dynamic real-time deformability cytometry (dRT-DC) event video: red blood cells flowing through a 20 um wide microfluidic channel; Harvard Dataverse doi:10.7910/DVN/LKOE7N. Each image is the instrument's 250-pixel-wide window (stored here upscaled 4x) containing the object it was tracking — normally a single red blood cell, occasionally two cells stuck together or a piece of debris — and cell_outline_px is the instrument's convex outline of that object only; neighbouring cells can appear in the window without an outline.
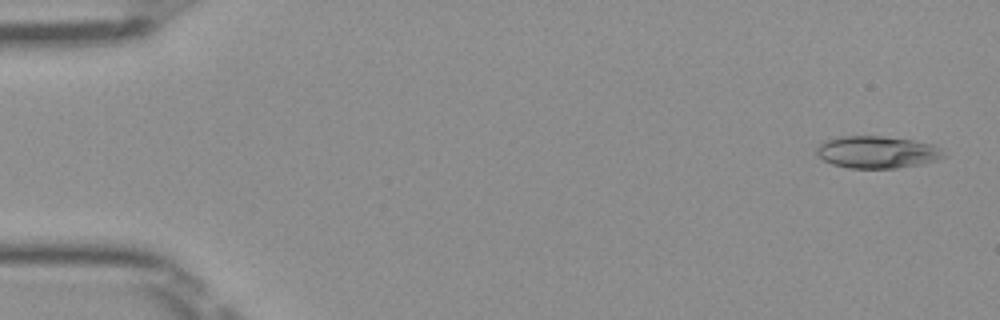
{"species": "Egyptian fruit bat (a non-hibernating species)", "species_latin": "Rousettus aegyptiacus", "temperature_condition": "room temperature", "stored_images_in_passage": 50, "camera_frame_rate_fps": 3000, "um_per_image_px": 0.085, "frame": {"image": 1, "passage_image": 2, "time_ms": 0.333, "image_size_px": [1000, 320], "cell_outline_px": [[948, 156], [936, 160], [920, 164], [896, 168], [848, 168], [832, 164], [824, 160], [816, 152], [816, 148], [824, 140], [840, 136], [884, 136], [912, 140], [932, 144], [948, 152]], "centroid_in_image_um": [74.59, 12.92], "position_along_channel_um": 10.4, "area_um2": 23.99}}
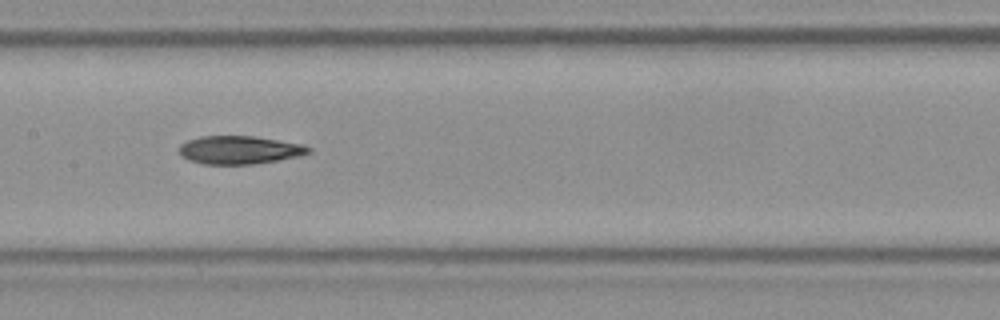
{"frame": {"image": 2, "passage_image": 25, "time_ms": 8.0, "image_size_px": [1000, 320], "cell_outline_px": [[312, 152], [300, 156], [280, 160], [252, 164], [204, 164], [188, 160], [180, 156], [180, 144], [188, 140], [200, 136], [256, 136], [304, 144], [312, 148]], "centroid_in_image_um": [20.39, 12.74], "position_along_channel_um": 187.0, "area_um2": 21.5}}
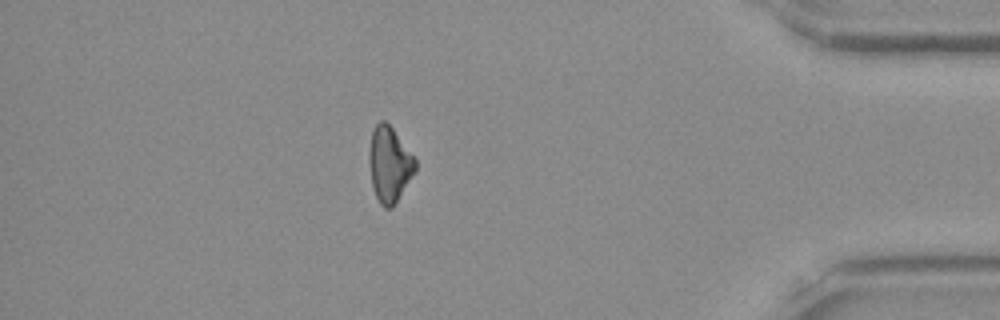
{"frame": {"image": 3, "passage_image": 44, "time_ms": 14.333, "image_size_px": [1000, 320], "cell_outline_px": [[416, 172], [392, 208], [384, 208], [380, 204], [376, 196], [372, 184], [368, 160], [368, 152], [372, 132], [376, 124], [380, 120], [384, 120], [392, 128], [416, 160]], "centroid_in_image_um": [33.09, 13.99], "position_along_channel_um": 402.1, "area_um2": 20.23}}